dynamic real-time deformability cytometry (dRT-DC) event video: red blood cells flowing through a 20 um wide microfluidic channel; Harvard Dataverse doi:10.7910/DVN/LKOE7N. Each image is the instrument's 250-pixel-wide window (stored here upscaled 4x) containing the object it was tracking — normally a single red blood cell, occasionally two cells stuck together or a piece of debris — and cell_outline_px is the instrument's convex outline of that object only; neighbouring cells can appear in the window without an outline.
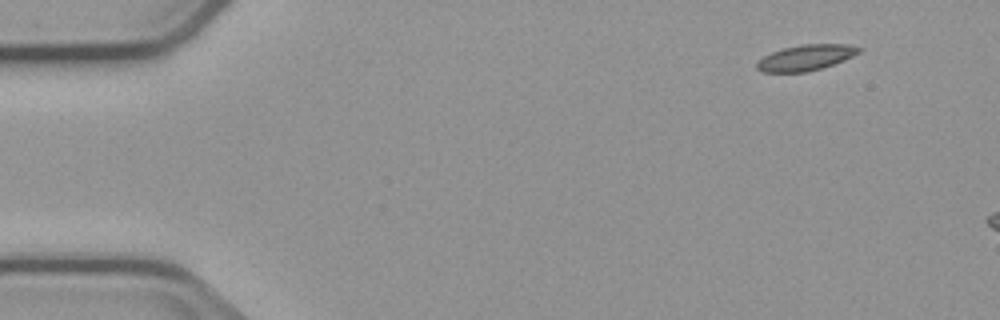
{"species": "common noctule bat (a hibernating species)", "species_latin": "Nyctalus noctula", "temperature_condition": "cold", "stored_images_in_passage": 5, "camera_frame_rate_fps": 3000, "um_per_image_px": 0.085, "animal": {"sex": "male", "body_mass_g": 23.1, "forearm_length_mm": 52.7}, "frame": {"image": 1, "passage_image": 5, "time_ms": 5.333, "image_size_px": [1000, 320], "cell_outline_px": [[864, 48], [860, 52], [844, 60], [820, 68], [804, 72], [764, 72], [756, 68], [756, 64], [764, 56], [772, 52], [784, 48], [804, 44], [848, 44]], "centroid_in_image_um": [68.52, 4.89], "position_along_channel_um": 16.5, "area_um2": 15.09}}